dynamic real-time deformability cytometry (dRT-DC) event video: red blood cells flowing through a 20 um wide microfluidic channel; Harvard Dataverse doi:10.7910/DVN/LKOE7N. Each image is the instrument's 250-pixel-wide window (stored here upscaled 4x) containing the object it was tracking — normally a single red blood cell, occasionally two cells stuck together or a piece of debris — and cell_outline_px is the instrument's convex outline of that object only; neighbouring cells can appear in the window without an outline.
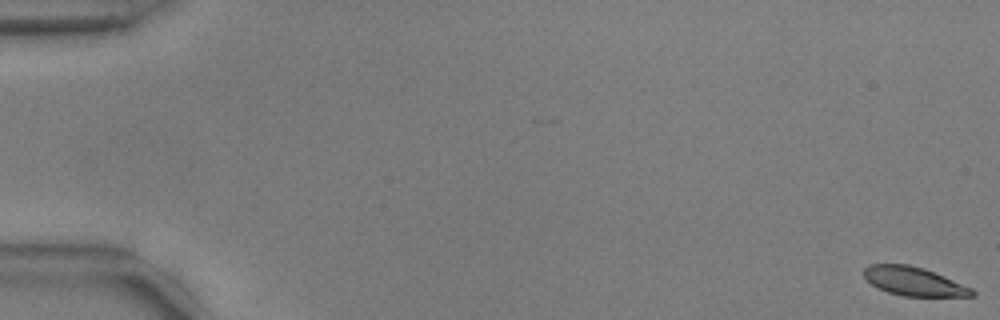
{"species": "common noctule bat (a hibernating species)", "species_latin": "Nyctalus noctula", "temperature_condition": "warm", "stored_images_in_passage": 17, "camera_frame_rate_fps": 3000, "um_per_image_px": 0.085, "animal": {"sex": "male", "body_mass_g": 17.9, "forearm_length_mm": 54.2}, "frame": {"image": 1, "passage_image": 1, "time_ms": 0.0, "image_size_px": [1000, 320], "cell_outline_px": [[976, 296], [904, 296], [888, 292], [876, 288], [864, 280], [864, 268], [868, 264], [908, 264], [924, 268], [944, 276], [972, 288], [976, 292]], "centroid_in_image_um": [77.64, 23.91], "position_along_channel_um": 7.4, "area_um2": 18.26}}
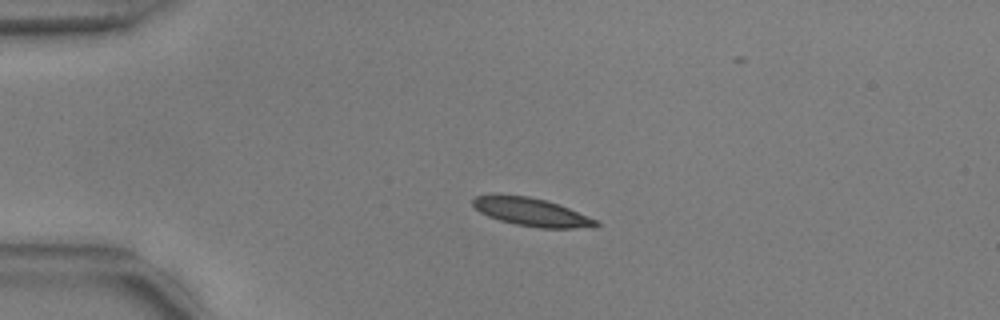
{"frame": {"image": 2, "passage_image": 14, "time_ms": 4.333, "image_size_px": [1000, 320], "cell_outline_px": [[600, 224], [596, 228], [540, 228], [516, 224], [500, 220], [488, 216], [480, 212], [472, 204], [472, 200], [476, 196], [496, 192], [528, 196], [548, 200], [560, 204], [596, 220]], "centroid_in_image_um": [45.15, 17.99], "position_along_channel_um": 39.8, "area_um2": 20.63}}